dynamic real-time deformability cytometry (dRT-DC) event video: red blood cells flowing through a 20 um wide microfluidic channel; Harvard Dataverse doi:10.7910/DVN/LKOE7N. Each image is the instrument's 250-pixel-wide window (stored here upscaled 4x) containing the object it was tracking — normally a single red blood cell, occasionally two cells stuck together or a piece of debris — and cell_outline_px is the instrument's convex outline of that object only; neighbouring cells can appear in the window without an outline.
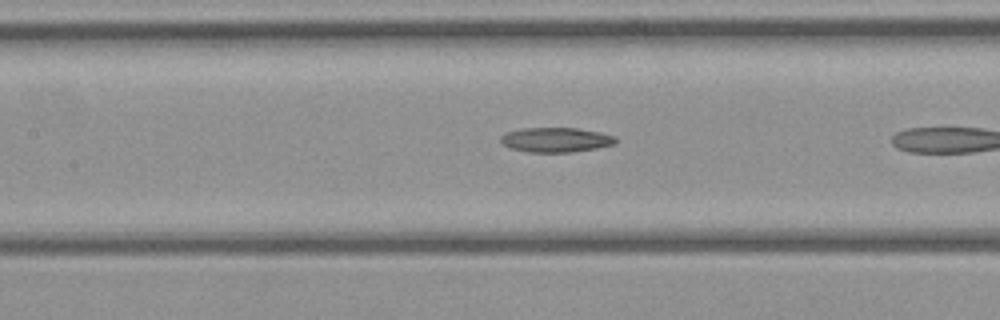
{"species": "common noctule bat (a hibernating species)", "species_latin": "Nyctalus noctula", "temperature_condition": "cold", "stored_images_in_passage": 7, "camera_frame_rate_fps": 3000, "um_per_image_px": 0.085, "animal": {"sex": "female", "body_mass_g": 21.9}, "frame": {"image": 1, "passage_image": 6, "time_ms": 1.667, "image_size_px": [1000, 320], "cell_outline_px": [[616, 144], [596, 148], [572, 152], [528, 152], [512, 148], [504, 144], [500, 140], [500, 136], [508, 132], [520, 128], [576, 128], [600, 132], [616, 136]], "centroid_in_image_um": [47.27, 11.88], "position_along_channel_um": 160.1, "area_um2": 16.47}}